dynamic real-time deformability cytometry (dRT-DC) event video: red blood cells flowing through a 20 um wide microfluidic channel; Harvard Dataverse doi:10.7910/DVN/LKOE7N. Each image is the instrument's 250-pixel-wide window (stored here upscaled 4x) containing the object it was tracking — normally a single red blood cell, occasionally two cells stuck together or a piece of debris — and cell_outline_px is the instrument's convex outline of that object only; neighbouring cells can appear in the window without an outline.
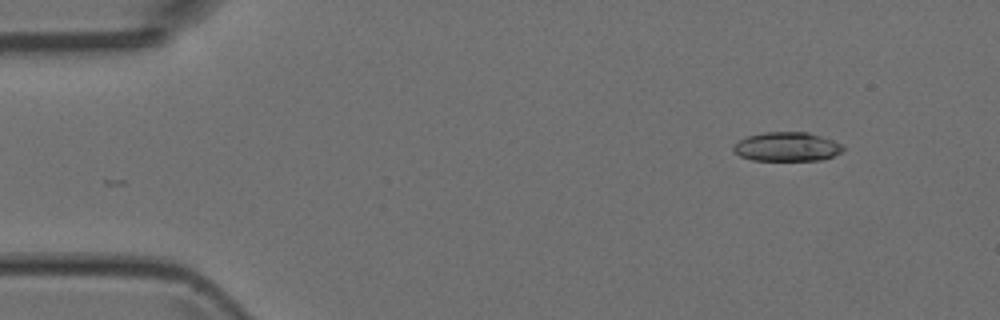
{"species": "Egyptian fruit bat (a non-hibernating species)", "species_latin": "Rousettus aegyptiacus", "temperature_condition": "room temperature", "stored_images_in_passage": 7, "camera_frame_rate_fps": 3000, "um_per_image_px": 0.085, "animal": {"sex": "female"}, "frame": {"image": 1, "passage_image": 2, "time_ms": 1.0, "image_size_px": [1000, 320], "cell_outline_px": [[844, 148], [840, 152], [832, 156], [820, 160], [752, 160], [740, 156], [732, 148], [732, 144], [748, 136], [764, 132], [808, 132], [844, 144]], "centroid_in_image_um": [66.88, 12.47], "position_along_channel_um": 18.1, "area_um2": 18.5}}
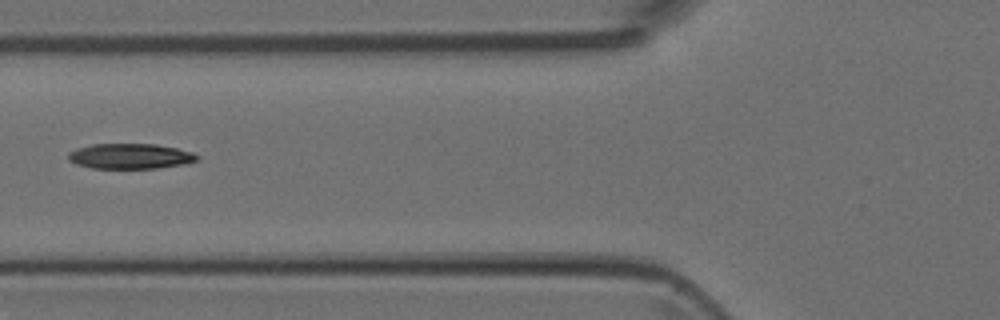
{"frame": {"image": 2, "passage_image": 6, "time_ms": 5.667, "image_size_px": [1000, 320], "cell_outline_px": [[200, 156], [196, 160], [180, 164], [156, 168], [92, 168], [76, 164], [68, 160], [68, 152], [76, 148], [92, 144], [156, 144], [176, 148], [192, 152]], "centroid_in_image_um": [11.01, 13.27], "position_along_channel_um": 114.8, "area_um2": 18.84}}
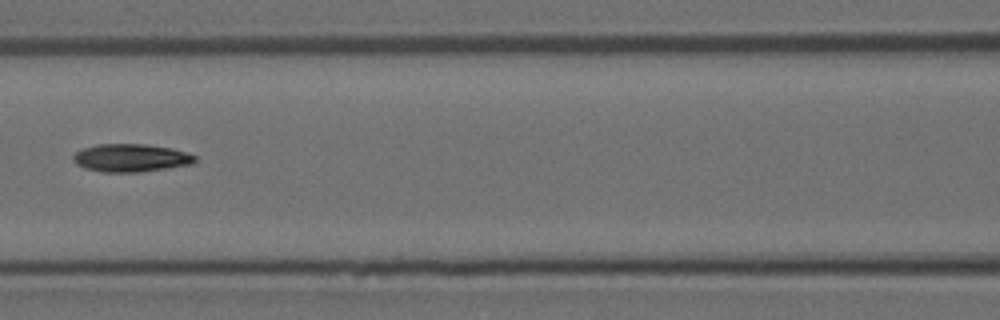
{"frame": {"image": 3, "passage_image": 7, "time_ms": 6.667, "image_size_px": [1000, 320], "cell_outline_px": [[196, 160], [192, 164], [168, 168], [140, 172], [104, 172], [84, 168], [76, 164], [72, 160], [72, 156], [76, 152], [84, 148], [96, 144], [144, 144], [172, 148], [188, 152], [196, 156]], "centroid_in_image_um": [11.13, 13.42], "position_along_channel_um": 155.5, "area_um2": 19.94}}